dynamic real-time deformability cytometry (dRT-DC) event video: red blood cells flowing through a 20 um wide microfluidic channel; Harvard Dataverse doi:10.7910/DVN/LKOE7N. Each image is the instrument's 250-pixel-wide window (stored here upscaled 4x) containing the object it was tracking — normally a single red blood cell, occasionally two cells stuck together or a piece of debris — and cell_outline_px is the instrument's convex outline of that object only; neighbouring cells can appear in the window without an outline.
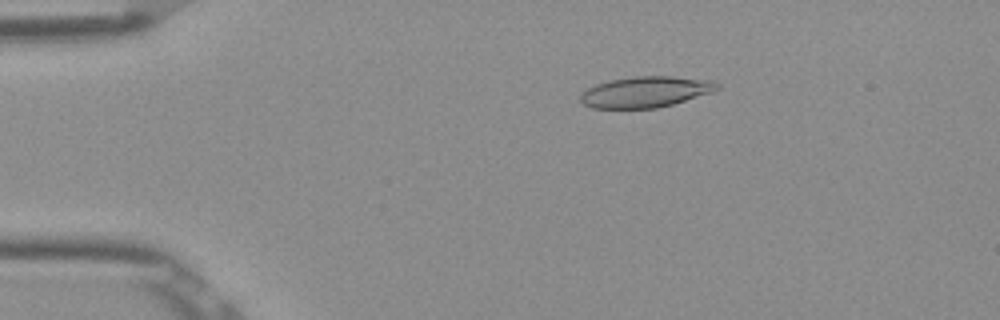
{"species": "Egyptian fruit bat (a non-hibernating species)", "species_latin": "Rousettus aegyptiacus", "temperature_condition": "room temperature", "stored_images_in_passage": 46, "camera_frame_rate_fps": 3000, "um_per_image_px": 0.085, "frame": {"image": 1, "passage_image": 4, "time_ms": 1.0, "image_size_px": [1000, 320], "cell_outline_px": [[720, 88], [712, 92], [672, 104], [656, 108], [592, 108], [584, 104], [580, 100], [580, 92], [596, 84], [608, 80], [636, 76], [672, 76], [716, 80], [720, 84]], "centroid_in_image_um": [54.89, 7.8], "position_along_channel_um": 30.1, "area_um2": 24.8}}
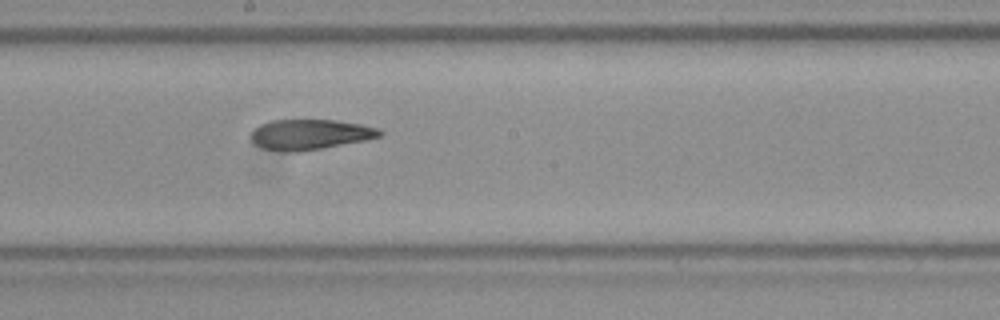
{"frame": {"image": 2, "passage_image": 23, "time_ms": 7.333, "image_size_px": [1000, 320], "cell_outline_px": [[384, 132], [380, 136], [364, 140], [320, 148], [296, 152], [284, 152], [264, 148], [256, 144], [252, 140], [252, 132], [260, 124], [272, 120], [336, 120], [360, 124], [376, 128]], "centroid_in_image_um": [26.34, 11.42], "position_along_channel_um": 221.9, "area_um2": 22.31}}
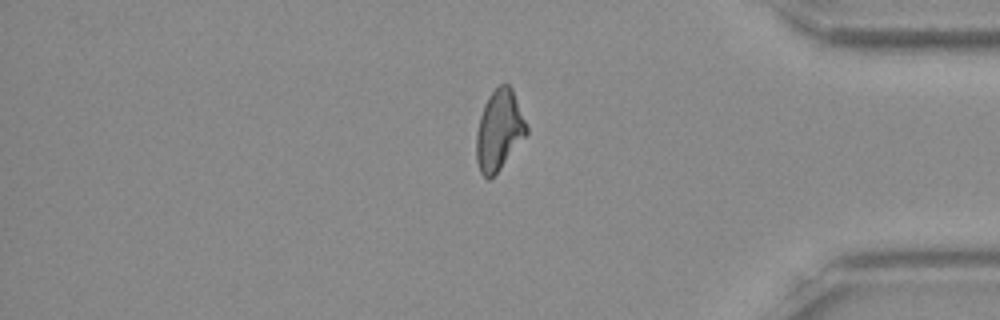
{"frame": {"image": 3, "passage_image": 38, "time_ms": 12.333, "image_size_px": [1000, 320], "cell_outline_px": [[528, 132], [500, 168], [488, 180], [480, 172], [476, 160], [476, 132], [480, 116], [484, 104], [488, 96], [500, 84], [508, 84], [512, 88], [528, 128]], "centroid_in_image_um": [42.4, 11.06], "position_along_channel_um": 392.8, "area_um2": 23.12}, "authors_computed_cell_mechanics": {"area_um2": 23.6691, "velocity_mm_per_s": 3.8943, "shape_relaxation_time_tau1_ms": null, "shape_relaxation_time_tau2_ms": 4.0196, "deformation_change_tau1": null, "deformation_change_tau2": 0.1214}}